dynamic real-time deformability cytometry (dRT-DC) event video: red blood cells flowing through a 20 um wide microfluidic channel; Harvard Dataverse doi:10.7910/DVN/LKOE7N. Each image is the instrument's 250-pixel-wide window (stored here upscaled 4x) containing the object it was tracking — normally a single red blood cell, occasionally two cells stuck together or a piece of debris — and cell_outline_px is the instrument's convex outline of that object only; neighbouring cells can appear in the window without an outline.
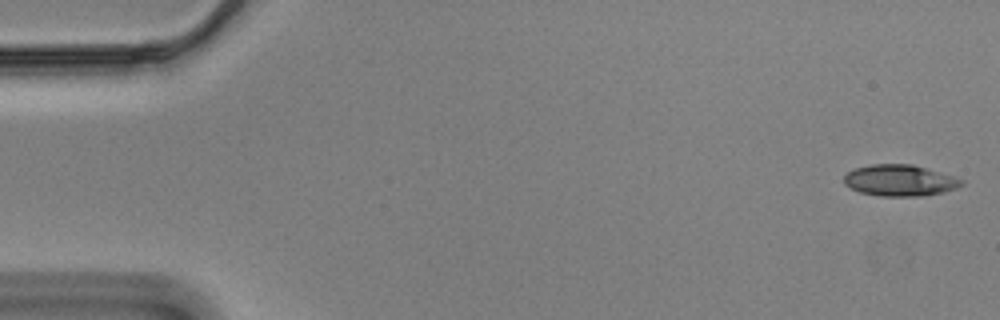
{"species": "Egyptian fruit bat (a non-hibernating species)", "species_latin": "Rousettus aegyptiacus", "temperature_condition": "cold", "stored_images_in_passage": 57, "camera_frame_rate_fps": 3000, "um_per_image_px": 0.085, "animal": {"sex": "male"}, "frame": {"image": 1, "passage_image": 1, "time_ms": 0.0, "image_size_px": [1000, 320], "cell_outline_px": [[964, 184], [956, 188], [944, 192], [924, 196], [880, 196], [860, 192], [844, 184], [844, 176], [848, 172], [856, 168], [872, 164], [912, 164], [952, 176], [964, 180]], "centroid_in_image_um": [76.49, 15.34], "position_along_channel_um": 8.5, "area_um2": 21.33}}
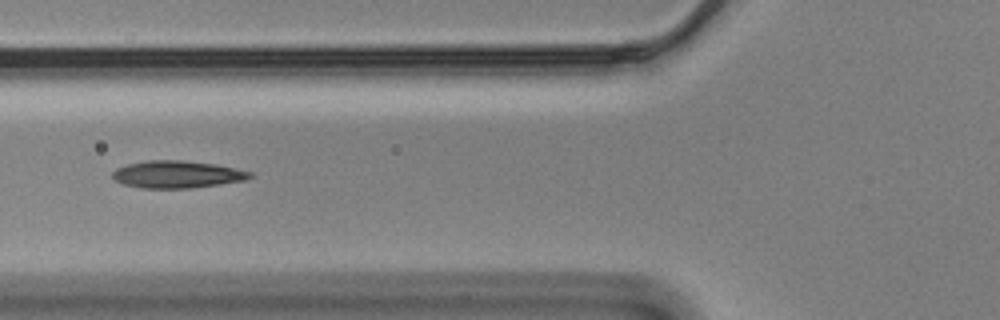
{"frame": {"image": 2, "passage_image": 21, "time_ms": 6.667, "image_size_px": [1000, 320], "cell_outline_px": [[256, 176], [248, 180], [220, 184], [188, 188], [140, 188], [124, 184], [116, 180], [112, 176], [112, 172], [116, 168], [128, 164], [148, 160], [180, 160], [216, 164], [252, 172]], "centroid_in_image_um": [15.1, 14.82], "position_along_channel_um": 110.7, "area_um2": 21.91}}
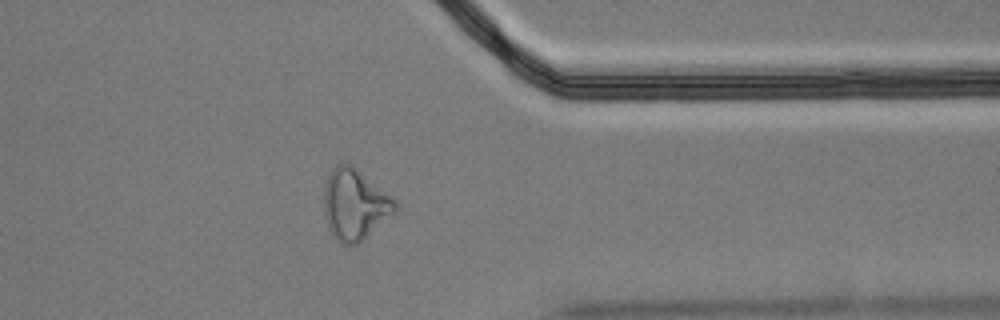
{"frame": {"image": 3, "passage_image": 45, "time_ms": 14.667, "image_size_px": [1000, 320], "cell_outline_px": [[396, 208], [392, 212], [356, 244], [344, 244], [328, 228], [324, 208], [324, 188], [328, 176], [332, 168], [336, 164], [348, 164], [356, 168], [396, 200]], "centroid_in_image_um": [30.11, 17.33], "position_along_channel_um": 381.3, "area_um2": 28.09}, "authors_computed_cell_mechanics": {"area_um2": 21.6172, "velocity_mm_per_s": 3.4867, "shape_relaxation_time_tau1_ms": 8.9351, "shape_relaxation_time_tau2_ms": 4.9443, "deformation_change_tau1": 0.22, "deformation_change_tau2": 0.1443}}